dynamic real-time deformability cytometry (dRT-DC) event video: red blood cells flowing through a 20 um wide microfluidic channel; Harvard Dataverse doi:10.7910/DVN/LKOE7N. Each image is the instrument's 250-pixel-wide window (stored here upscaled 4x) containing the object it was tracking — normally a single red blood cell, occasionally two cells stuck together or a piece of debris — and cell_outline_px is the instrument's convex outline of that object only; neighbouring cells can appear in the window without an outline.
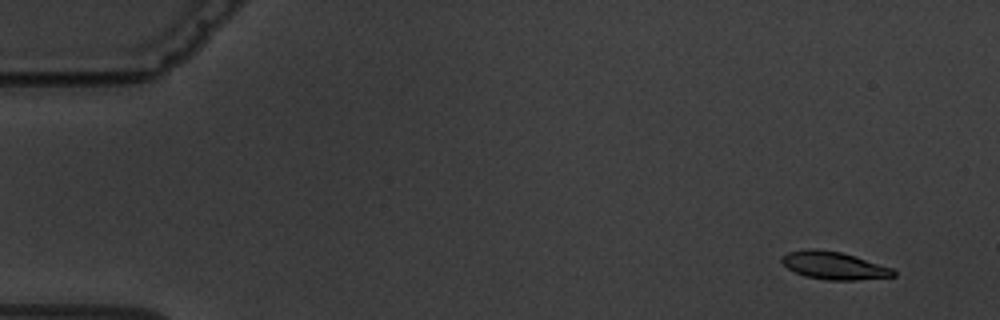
{"species": "common noctule bat (a hibernating species)", "species_latin": "Nyctalus noctula", "temperature_condition": "warm", "stored_images_in_passage": 7, "camera_frame_rate_fps": 3000, "um_per_image_px": 0.085, "animal": {"sex": "male", "body_mass_g": 19.5, "forearm_length_mm": 54.6}, "frame": {"image": 1, "passage_image": 2, "time_ms": 1.333, "image_size_px": [1000, 320], "cell_outline_px": [[896, 276], [856, 280], [828, 280], [804, 276], [788, 268], [780, 260], [788, 252], [808, 248], [812, 248], [840, 252], [856, 256], [892, 268], [896, 272]], "centroid_in_image_um": [70.9, 22.57], "position_along_channel_um": 14.1, "area_um2": 17.92}}
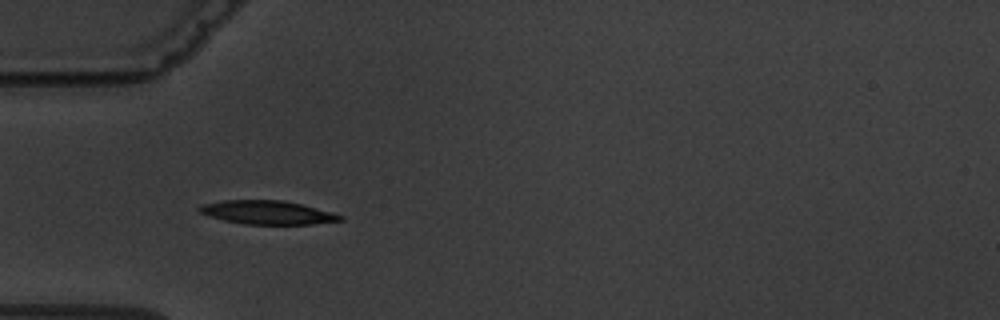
{"frame": {"image": 2, "passage_image": 6, "time_ms": 6.0, "image_size_px": [1000, 320], "cell_outline_px": [[344, 220], [312, 224], [244, 224], [224, 220], [208, 216], [200, 212], [196, 208], [200, 204], [220, 200], [284, 200], [332, 212], [344, 216]], "centroid_in_image_um": [22.69, 18.05], "position_along_channel_um": 62.3, "area_um2": 19.48}}